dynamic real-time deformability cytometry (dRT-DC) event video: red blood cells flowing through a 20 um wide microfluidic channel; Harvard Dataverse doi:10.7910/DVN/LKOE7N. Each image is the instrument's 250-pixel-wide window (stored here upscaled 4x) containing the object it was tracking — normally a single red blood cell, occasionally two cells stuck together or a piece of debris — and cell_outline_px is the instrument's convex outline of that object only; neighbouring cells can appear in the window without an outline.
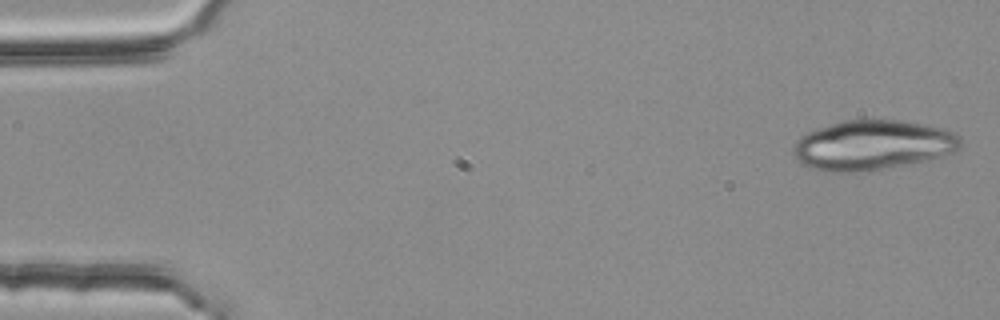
{"species": "common noctule bat (a hibernating species)", "species_latin": "Nyctalus noctula", "temperature_condition": "room temperature", "stored_images_in_passage": 3, "camera_frame_rate_fps": 3000, "um_per_image_px": 0.085, "animal": {"sex": "female", "body_mass_g": 25.1}, "frame": {"image": 1, "passage_image": 1, "time_ms": 0.0, "image_size_px": [1000, 320], "cell_outline_px": [[960, 148], [952, 152], [928, 160], [856, 172], [824, 172], [812, 168], [804, 164], [792, 152], [792, 148], [796, 140], [800, 136], [808, 132], [844, 120], [900, 120], [944, 128], [960, 136]], "centroid_in_image_um": [74.16, 12.33], "position_along_channel_um": 10.8, "area_um2": 47.97}}